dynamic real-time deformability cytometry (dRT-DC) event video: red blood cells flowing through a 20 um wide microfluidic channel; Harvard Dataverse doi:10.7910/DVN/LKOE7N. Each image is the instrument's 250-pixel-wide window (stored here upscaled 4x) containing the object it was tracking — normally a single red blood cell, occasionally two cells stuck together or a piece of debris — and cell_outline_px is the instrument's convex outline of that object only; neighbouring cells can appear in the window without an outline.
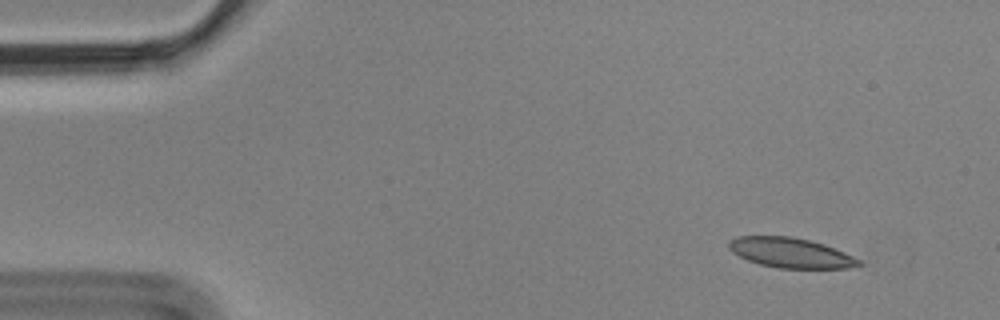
{"species": "Egyptian fruit bat (a non-hibernating species)", "species_latin": "Rousettus aegyptiacus", "temperature_condition": "cold", "stored_images_in_passage": 3, "camera_frame_rate_fps": 3000, "um_per_image_px": 0.085, "animal": {"sex": "male"}, "frame": {"image": 1, "passage_image": 1, "time_ms": 0.0, "image_size_px": [1000, 320], "cell_outline_px": [[864, 264], [848, 268], [776, 268], [760, 264], [748, 260], [732, 252], [728, 248], [728, 240], [736, 236], [792, 236], [824, 244], [844, 252], [860, 260]], "centroid_in_image_um": [67.18, 21.48], "position_along_channel_um": 17.8, "area_um2": 22.72}}